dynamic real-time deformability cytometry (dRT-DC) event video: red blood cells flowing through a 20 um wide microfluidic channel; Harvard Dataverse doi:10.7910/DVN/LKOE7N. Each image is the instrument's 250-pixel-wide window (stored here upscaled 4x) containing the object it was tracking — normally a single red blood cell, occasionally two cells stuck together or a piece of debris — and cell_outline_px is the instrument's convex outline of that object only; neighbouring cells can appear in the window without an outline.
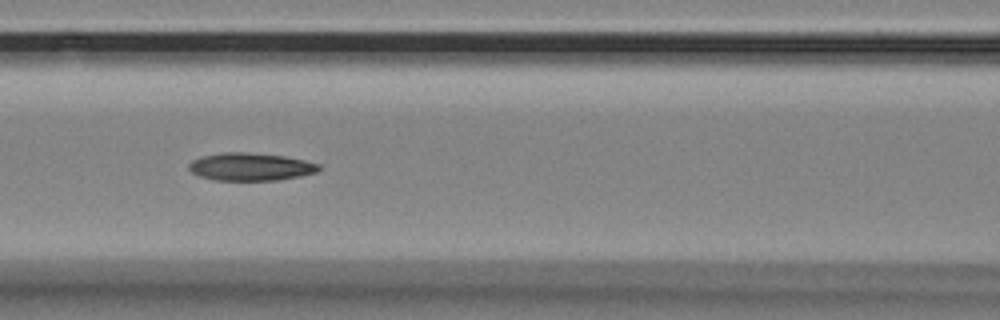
{"species": "Egyptian fruit bat (a non-hibernating species)", "species_latin": "Rousettus aegyptiacus", "temperature_condition": "room temperature", "stored_images_in_passage": 10, "camera_frame_rate_fps": 3000, "um_per_image_px": 0.085, "animal": {"sex": "female"}, "frame": {"image": 1, "passage_image": 6, "time_ms": 1.667, "image_size_px": [1000, 320], "cell_outline_px": [[320, 168], [316, 172], [300, 176], [276, 180], [212, 180], [200, 176], [192, 172], [188, 168], [188, 164], [192, 160], [200, 156], [224, 152], [244, 152], [284, 156], [304, 160], [320, 164]], "centroid_in_image_um": [21.26, 14.17], "position_along_channel_um": 145.3, "area_um2": 20.98}}
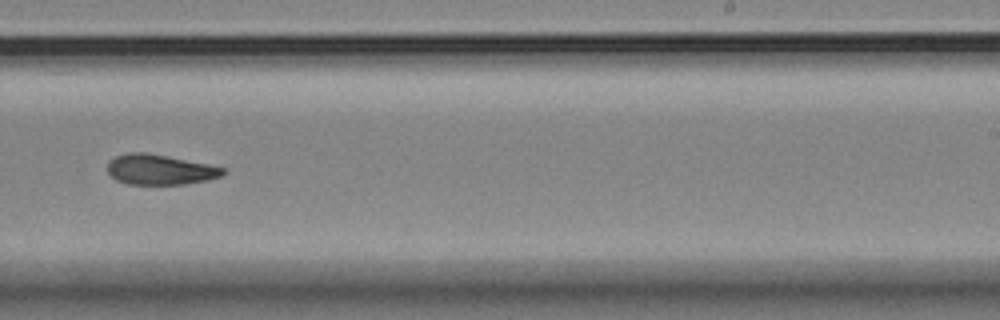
{"frame": {"image": 2, "passage_image": 9, "time_ms": 2.667, "image_size_px": [1000, 320], "cell_outline_px": [[228, 172], [220, 176], [208, 180], [184, 184], [128, 184], [116, 180], [108, 172], [108, 160], [116, 156], [128, 152], [148, 152], [208, 164], [224, 168]], "centroid_in_image_um": [13.59, 14.41], "position_along_channel_um": 275.4, "area_um2": 20.4}}
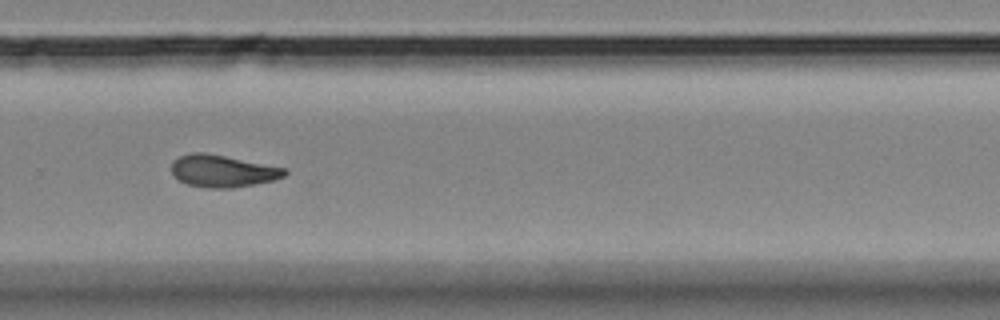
{"frame": {"image": 3, "passage_image": 10, "time_ms": 3.0, "image_size_px": [1000, 320], "cell_outline_px": [[288, 172], [284, 176], [272, 180], [256, 184], [232, 188], [208, 188], [188, 184], [172, 176], [172, 160], [180, 156], [192, 152], [204, 152], [288, 168]], "centroid_in_image_um": [18.93, 14.53], "position_along_channel_um": 310.9, "area_um2": 21.27}}